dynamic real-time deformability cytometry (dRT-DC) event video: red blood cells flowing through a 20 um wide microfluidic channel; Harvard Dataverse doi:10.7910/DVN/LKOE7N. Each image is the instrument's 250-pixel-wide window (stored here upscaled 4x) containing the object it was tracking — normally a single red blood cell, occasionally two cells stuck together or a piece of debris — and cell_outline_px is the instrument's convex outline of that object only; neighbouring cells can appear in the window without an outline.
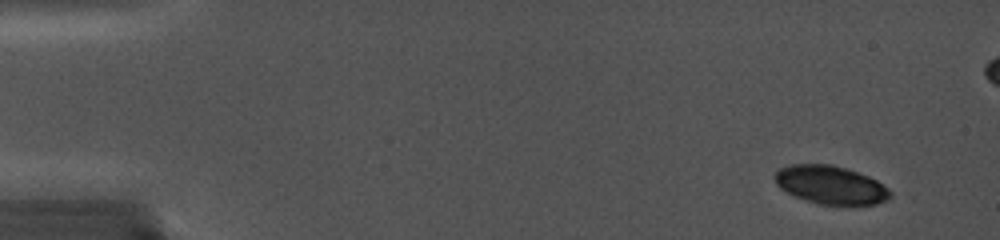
{"species": "common noctule bat (a hibernating species)", "species_latin": "Nyctalus noctula", "temperature_condition": "cold", "stored_images_in_passage": 11, "camera_frame_rate_fps": 5000, "um_per_image_px": 0.085, "animal": {"sex": "female", "body_mass_g": 19.0, "forearm_length_mm": 56.7}, "frame": {"image": 1, "passage_image": 2, "time_ms": 0.2, "image_size_px": [1000, 240], "cell_outline_px": [[892, 196], [888, 200], [876, 204], [816, 204], [792, 196], [780, 188], [776, 184], [776, 172], [780, 168], [792, 164], [832, 164], [848, 168], [868, 176], [876, 180], [888, 188], [892, 192]], "centroid_in_image_um": [70.61, 15.72], "position_along_channel_um": 14.4, "area_um2": 25.89}}